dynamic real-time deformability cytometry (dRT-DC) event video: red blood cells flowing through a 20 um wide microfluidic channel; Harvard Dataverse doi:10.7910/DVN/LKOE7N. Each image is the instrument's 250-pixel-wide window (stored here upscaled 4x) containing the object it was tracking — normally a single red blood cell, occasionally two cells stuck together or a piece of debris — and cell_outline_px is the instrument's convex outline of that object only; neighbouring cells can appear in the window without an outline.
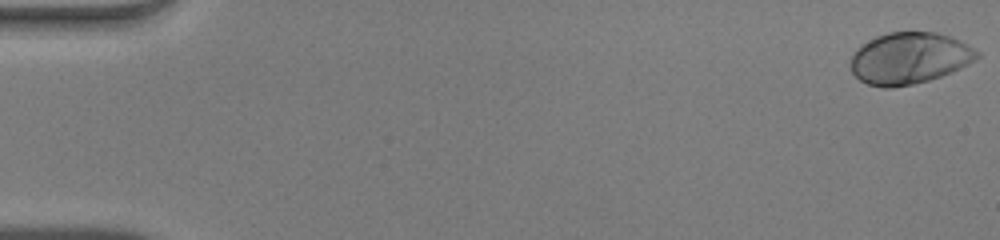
{"species": "human", "species_latin": "Homo sapiens", "temperature_condition": "warm", "stored_images_in_passage": 52, "camera_frame_rate_fps": 3000, "um_per_image_px": 0.085, "donor": {"sex": "male"}, "frame": {"image": 1, "passage_image": 1, "time_ms": 0.0, "image_size_px": [1000, 240], "cell_outline_px": [[980, 56], [976, 60], [952, 72], [928, 80], [912, 84], [892, 88], [884, 88], [868, 84], [860, 80], [852, 72], [848, 64], [856, 48], [860, 44], [876, 36], [888, 32], [936, 32], [960, 40], [968, 44], [980, 52]], "centroid_in_image_um": [77.28, 4.94], "position_along_channel_um": 7.7, "area_um2": 38.26}}
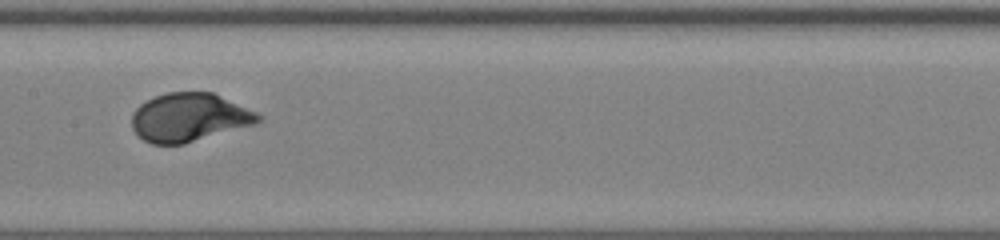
{"frame": {"image": 2, "passage_image": 27, "time_ms": 8.667, "image_size_px": [1000, 240], "cell_outline_px": [[264, 120], [256, 124], [184, 144], [152, 144], [144, 140], [132, 128], [132, 112], [140, 104], [156, 96], [168, 92], [212, 92], [256, 112], [264, 116]], "centroid_in_image_um": [16.11, 9.99], "position_along_channel_um": 191.3, "area_um2": 35.66}}
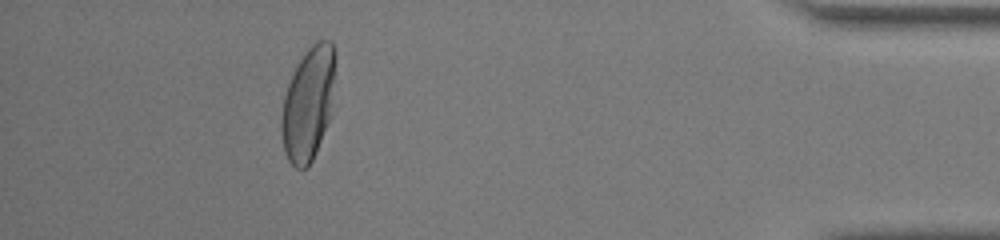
{"frame": {"image": 3, "passage_image": 47, "time_ms": 15.333, "image_size_px": [1000, 240], "cell_outline_px": [[336, 56], [332, 116], [316, 152], [308, 168], [296, 168], [288, 160], [284, 152], [280, 132], [280, 116], [284, 96], [292, 72], [296, 64], [304, 52], [316, 40], [332, 40], [336, 48]], "centroid_in_image_um": [26.22, 8.77], "position_along_channel_um": 409.0, "area_um2": 36.76}, "authors_computed_cell_mechanics": {"area_um2": 36.0094, "velocity_mm_per_s": 4.0355, "shape_relaxation_time_tau1_ms": 2.3302, "shape_relaxation_time_tau2_ms": null, "deformation_change_tau1": 0.1685, "deformation_change_tau2": null}}